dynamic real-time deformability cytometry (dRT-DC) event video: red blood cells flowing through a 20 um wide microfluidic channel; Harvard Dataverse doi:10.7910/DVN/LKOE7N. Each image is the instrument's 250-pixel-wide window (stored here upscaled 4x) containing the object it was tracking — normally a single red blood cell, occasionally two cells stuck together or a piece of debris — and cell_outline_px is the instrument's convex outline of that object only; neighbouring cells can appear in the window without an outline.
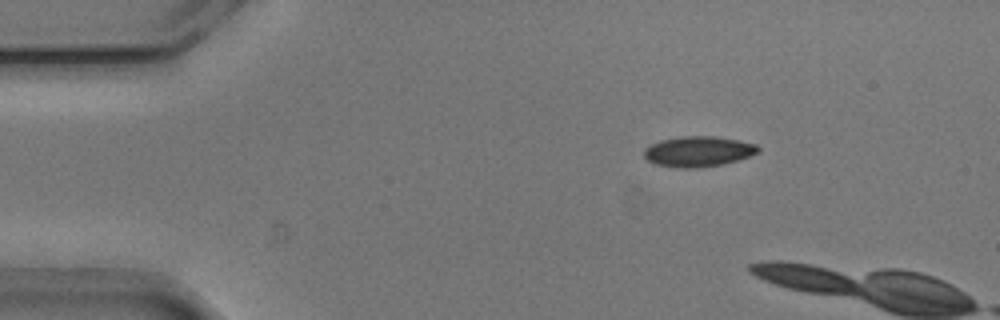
{"species": "common noctule bat (a hibernating species)", "species_latin": "Nyctalus noctula", "temperature_condition": "cold", "stored_images_in_passage": 4, "camera_frame_rate_fps": 3000, "um_per_image_px": 0.085, "animal": {"sex": "male", "body_mass_g": 20.5, "forearm_length_mm": 52.5}, "frame": {"image": 1, "passage_image": 1, "time_ms": 0.0, "image_size_px": [1000, 320], "cell_outline_px": [[760, 152], [736, 160], [720, 164], [696, 168], [680, 168], [656, 164], [648, 160], [644, 156], [644, 148], [660, 140], [680, 136], [716, 136], [740, 140], [756, 144], [760, 148]], "centroid_in_image_um": [59.35, 12.86], "position_along_channel_um": 25.6, "area_um2": 20.17}}